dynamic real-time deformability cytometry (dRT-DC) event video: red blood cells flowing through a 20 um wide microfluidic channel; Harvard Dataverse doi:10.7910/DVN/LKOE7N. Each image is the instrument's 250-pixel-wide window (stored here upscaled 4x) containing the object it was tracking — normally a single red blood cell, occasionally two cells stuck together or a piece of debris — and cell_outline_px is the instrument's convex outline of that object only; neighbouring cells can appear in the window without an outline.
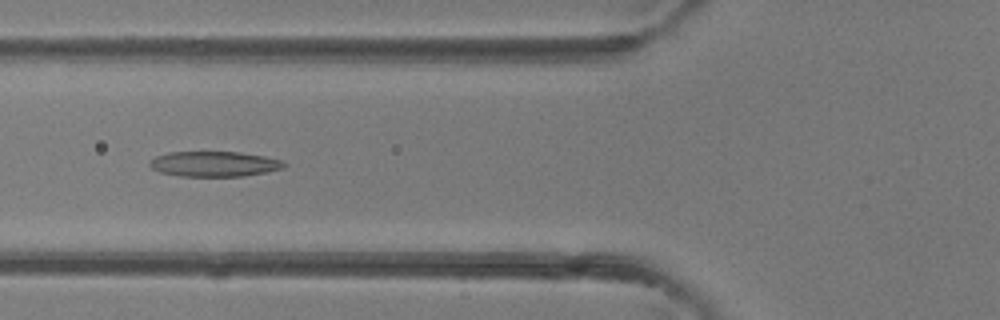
{"species": "common noctule bat (a hibernating species)", "species_latin": "Nyctalus noctula", "temperature_condition": "room temperature", "stored_images_in_passage": 5, "camera_frame_rate_fps": 3000, "um_per_image_px": 0.085, "animal": {"sex": "female"}, "frame": {"image": 1, "passage_image": 5, "time_ms": 4.333, "image_size_px": [1000, 320], "cell_outline_px": [[288, 164], [284, 168], [244, 176], [180, 176], [160, 172], [152, 168], [148, 164], [156, 156], [168, 152], [240, 152], [264, 156], [280, 160]], "centroid_in_image_um": [18.21, 13.93], "position_along_channel_um": 107.6, "area_um2": 19.65}}